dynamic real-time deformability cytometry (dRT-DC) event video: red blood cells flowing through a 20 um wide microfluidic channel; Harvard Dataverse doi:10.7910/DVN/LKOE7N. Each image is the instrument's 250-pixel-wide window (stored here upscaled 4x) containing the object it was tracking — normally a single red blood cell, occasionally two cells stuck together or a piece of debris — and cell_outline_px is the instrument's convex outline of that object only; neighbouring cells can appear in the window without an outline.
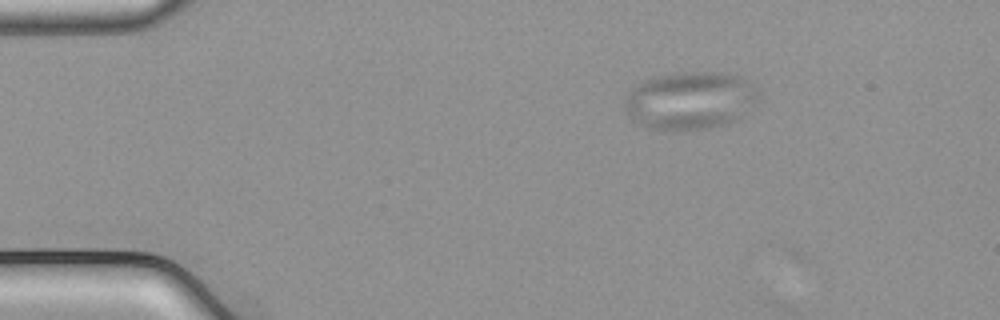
{"species": "common noctule bat (a hibernating species)", "species_latin": "Nyctalus noctula", "temperature_condition": "cold", "stored_images_in_passage": 10, "camera_frame_rate_fps": 3000, "um_per_image_px": 0.085, "animal": {"sex": "male", "body_mass_g": 21.5, "forearm_length_mm": 52.0}, "frame": {"image": 1, "passage_image": 9, "time_ms": 2.667, "image_size_px": [1000, 320], "cell_outline_px": [[760, 88], [756, 96], [736, 120], [728, 124], [708, 128], [652, 128], [640, 124], [628, 116], [624, 108], [624, 104], [628, 92], [632, 88], [644, 80], [656, 76], [676, 72], [724, 72], [740, 76]], "centroid_in_image_um": [58.63, 8.49], "position_along_channel_um": 26.4, "area_um2": 44.33}}